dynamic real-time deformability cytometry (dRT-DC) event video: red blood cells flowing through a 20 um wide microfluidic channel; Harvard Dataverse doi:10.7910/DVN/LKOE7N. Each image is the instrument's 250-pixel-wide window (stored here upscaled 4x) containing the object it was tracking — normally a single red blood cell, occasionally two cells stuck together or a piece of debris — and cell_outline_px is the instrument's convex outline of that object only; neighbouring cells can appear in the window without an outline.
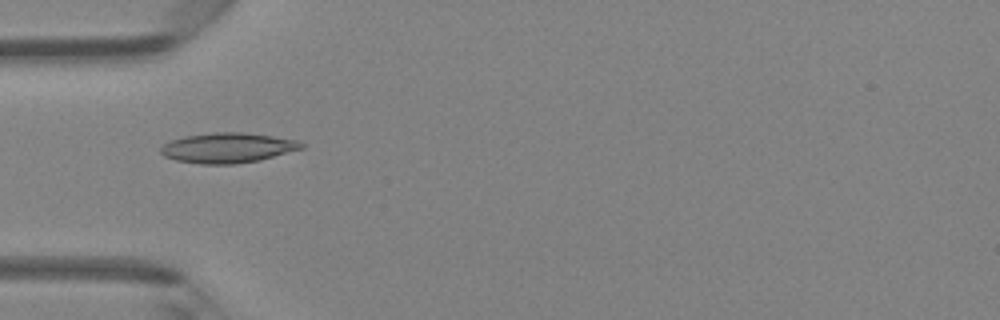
{"species": "Egyptian fruit bat (a non-hibernating species)", "species_latin": "Rousettus aegyptiacus", "temperature_condition": "room temperature", "stored_images_in_passage": 47, "camera_frame_rate_fps": 3000, "um_per_image_px": 0.085, "animal": {"sex": "female"}, "frame": {"image": 1, "passage_image": 15, "time_ms": 4.667, "image_size_px": [1000, 320], "cell_outline_px": [[304, 148], [260, 160], [232, 164], [200, 164], [176, 160], [164, 156], [160, 152], [160, 148], [164, 144], [172, 140], [184, 136], [216, 132], [244, 132], [272, 136], [296, 140], [304, 144]], "centroid_in_image_um": [19.35, 12.56], "position_along_channel_um": 65.7, "area_um2": 24.57}}
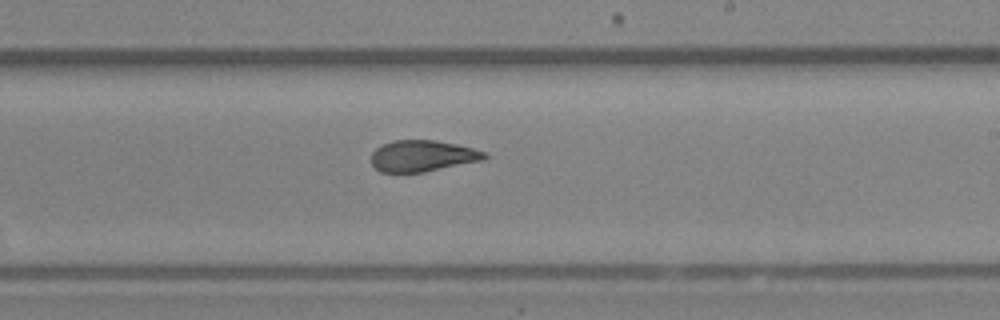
{"frame": {"image": 2, "passage_image": 28, "time_ms": 9.0, "image_size_px": [1000, 320], "cell_outline_px": [[488, 156], [484, 160], [424, 172], [380, 172], [372, 164], [372, 152], [380, 144], [392, 140], [436, 140], [456, 144], [472, 148], [484, 152]], "centroid_in_image_um": [35.89, 13.24], "position_along_channel_um": 253.1, "area_um2": 20.69}}
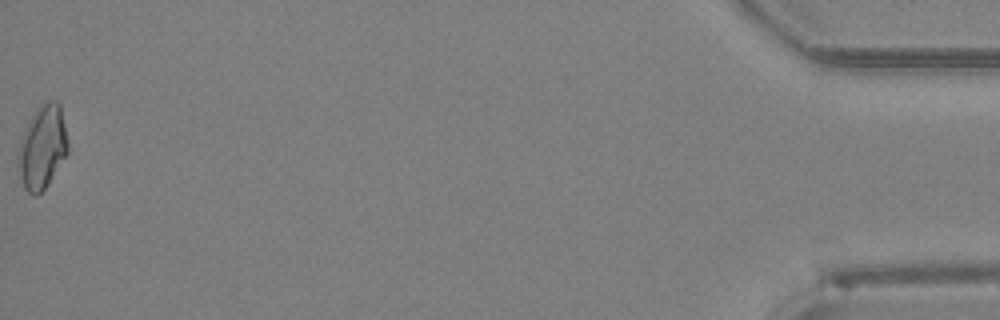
{"frame": {"image": 3, "passage_image": 47, "time_ms": 15.333, "image_size_px": [1000, 320], "cell_outline_px": [[68, 152], [48, 184], [36, 196], [32, 196], [24, 188], [16, 160], [20, 144], [28, 124], [36, 108], [40, 104], [48, 100], [56, 100], [60, 104], [68, 140]], "centroid_in_image_um": [3.61, 12.51], "position_along_channel_um": 431.6, "area_um2": 23.99}, "authors_computed_cell_mechanics": {"area_um2": 21.964, "velocity_mm_per_s": 4.3498, "shape_relaxation_time_tau1_ms": null, "shape_relaxation_time_tau2_ms": 1.4117, "deformation_change_tau1": null, "deformation_change_tau2": 0.0698}}